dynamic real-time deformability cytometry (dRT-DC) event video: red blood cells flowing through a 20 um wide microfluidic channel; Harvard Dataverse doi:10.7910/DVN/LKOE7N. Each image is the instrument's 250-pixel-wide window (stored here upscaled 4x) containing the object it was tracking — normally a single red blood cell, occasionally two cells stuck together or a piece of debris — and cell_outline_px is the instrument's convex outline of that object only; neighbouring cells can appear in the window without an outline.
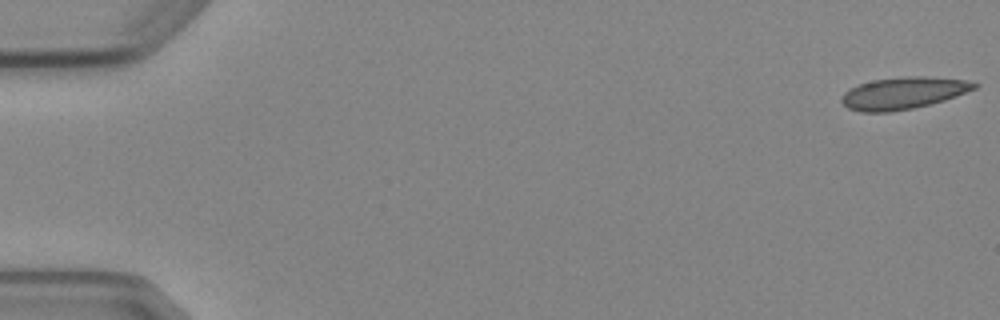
{"species": "Egyptian fruit bat (a non-hibernating species)", "species_latin": "Rousettus aegyptiacus", "temperature_condition": "cold", "stored_images_in_passage": 6, "camera_frame_rate_fps": 3000, "um_per_image_px": 0.085, "animal": {"sex": "female"}, "frame": {"image": 1, "passage_image": 1, "time_ms": 0.0, "image_size_px": [1000, 320], "cell_outline_px": [[980, 84], [976, 88], [956, 96], [944, 100], [912, 108], [888, 112], [860, 112], [848, 108], [840, 100], [840, 96], [848, 88], [872, 80], [908, 76], [924, 76], [964, 80]], "centroid_in_image_um": [76.73, 7.91], "position_along_channel_um": 8.3, "area_um2": 24.62}}
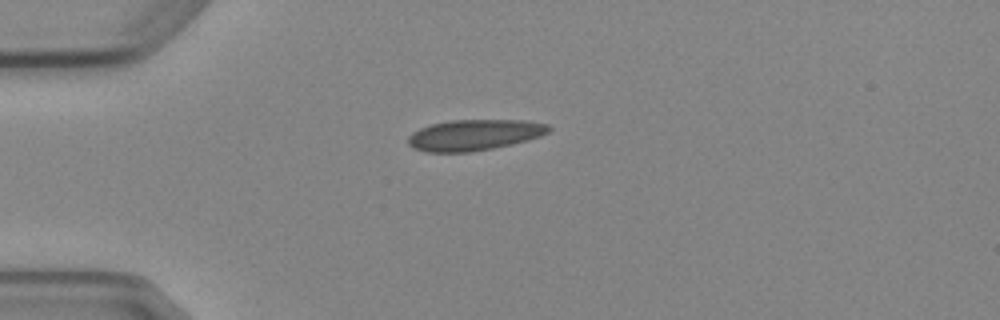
{"frame": {"image": 2, "passage_image": 4, "time_ms": 4.333, "image_size_px": [1000, 320], "cell_outline_px": [[552, 128], [548, 132], [540, 136], [528, 140], [512, 144], [492, 148], [468, 152], [424, 152], [412, 148], [408, 144], [408, 136], [412, 132], [420, 128], [432, 124], [452, 120], [524, 120], [548, 124]], "centroid_in_image_um": [40.3, 11.47], "position_along_channel_um": 44.7, "area_um2": 25.37}}
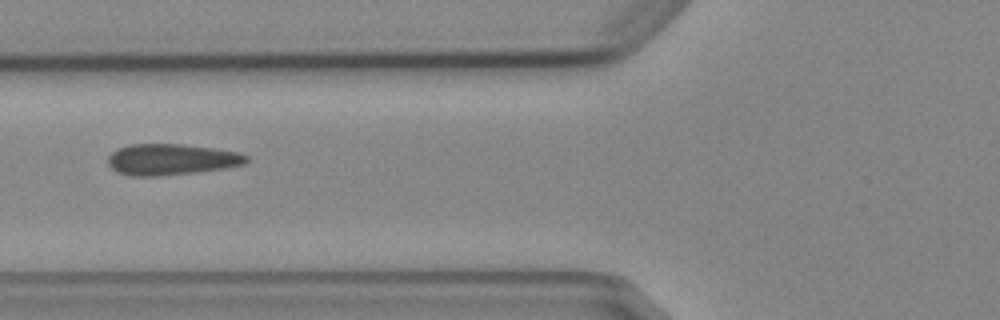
{"frame": {"image": 3, "passage_image": 6, "time_ms": 6.667, "image_size_px": [1000, 320], "cell_outline_px": [[248, 160], [244, 164], [228, 168], [196, 172], [160, 176], [132, 176], [116, 172], [108, 164], [108, 156], [116, 148], [132, 144], [180, 144], [212, 148], [240, 152], [248, 156]], "centroid_in_image_um": [14.56, 13.56], "position_along_channel_um": 111.2, "area_um2": 25.26}}